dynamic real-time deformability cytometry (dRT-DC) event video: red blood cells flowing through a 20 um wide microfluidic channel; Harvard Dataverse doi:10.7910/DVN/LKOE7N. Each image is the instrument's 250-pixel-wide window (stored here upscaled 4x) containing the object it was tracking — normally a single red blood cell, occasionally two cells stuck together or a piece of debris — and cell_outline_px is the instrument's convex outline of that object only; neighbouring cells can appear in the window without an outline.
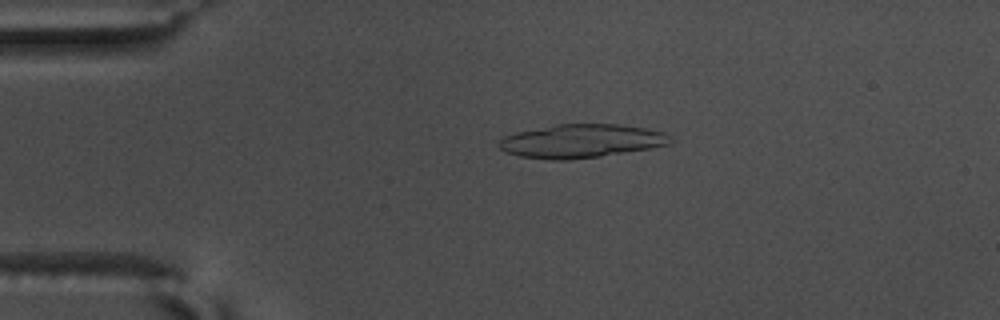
{"species": "common noctule bat (a hibernating species)", "species_latin": "Nyctalus noctula", "temperature_condition": "warm", "stored_images_in_passage": 55, "segment_of_instrument_passage": [1, 2], "camera_frame_rate_fps": 3000, "um_per_image_px": 0.085, "animal": {"sex": "male", "body_mass_g": 17.5, "forearm_length_mm": 52.3}, "frame": {"image": 1, "passage_image": 12, "time_ms": 3.667, "image_size_px": [1000, 320], "cell_outline_px": [[672, 144], [652, 148], [600, 156], [568, 160], [552, 160], [520, 156], [508, 152], [500, 148], [500, 140], [504, 136], [516, 132], [556, 124], [620, 124], [644, 128], [664, 132], [672, 140]], "centroid_in_image_um": [49.43, 11.98], "position_along_channel_um": 35.6, "area_um2": 33.35}}